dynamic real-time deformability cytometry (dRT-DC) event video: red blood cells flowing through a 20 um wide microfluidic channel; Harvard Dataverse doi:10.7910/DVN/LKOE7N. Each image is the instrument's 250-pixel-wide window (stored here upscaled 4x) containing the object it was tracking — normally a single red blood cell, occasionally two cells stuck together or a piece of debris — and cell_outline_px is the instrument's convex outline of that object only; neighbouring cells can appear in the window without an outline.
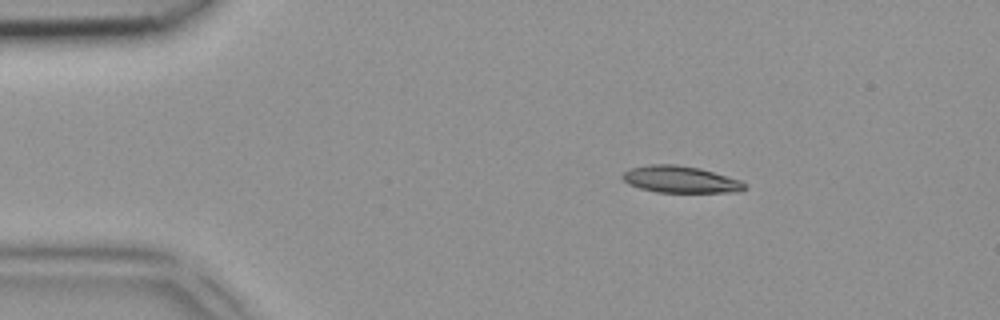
{"species": "common noctule bat (a hibernating species)", "species_latin": "Nyctalus noctula", "temperature_condition": "room temperature", "stored_images_in_passage": 2, "camera_frame_rate_fps": 3000, "um_per_image_px": 0.085, "animal": {"sex": "female", "body_mass_g": 18.4}, "frame": {"image": 1, "passage_image": 1, "time_ms": 0.0, "image_size_px": [1000, 320], "cell_outline_px": [[748, 188], [740, 192], [656, 192], [640, 188], [628, 184], [620, 176], [628, 168], [648, 164], [676, 164], [700, 168], [740, 180]], "centroid_in_image_um": [57.81, 15.24], "position_along_channel_um": 27.2, "area_um2": 19.19}}